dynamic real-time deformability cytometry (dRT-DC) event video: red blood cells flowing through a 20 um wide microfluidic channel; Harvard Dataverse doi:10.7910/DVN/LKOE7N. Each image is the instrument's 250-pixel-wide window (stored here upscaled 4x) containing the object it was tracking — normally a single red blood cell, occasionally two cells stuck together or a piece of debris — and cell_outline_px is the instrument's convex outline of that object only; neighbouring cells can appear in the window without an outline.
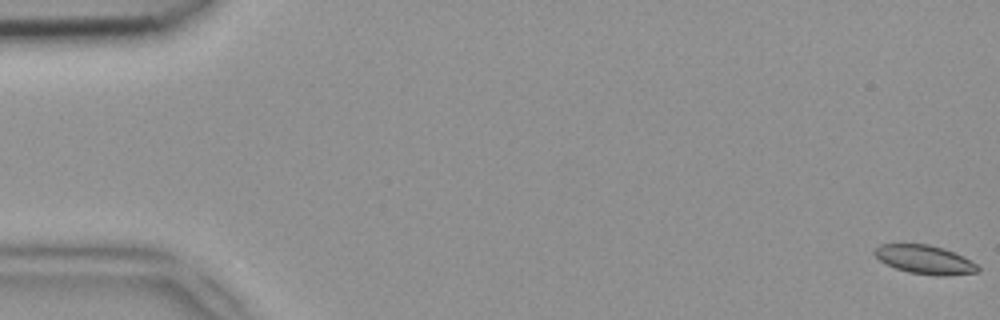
{"species": "common noctule bat (a hibernating species)", "species_latin": "Nyctalus noctula", "temperature_condition": "room temperature", "stored_images_in_passage": 52, "segment_of_instrument_passage": [1, 2], "camera_frame_rate_fps": 3000, "um_per_image_px": 0.085, "animal": {"sex": "female", "body_mass_g": 18.4}, "frame": {"image": 1, "passage_image": 1, "time_ms": 0.0, "image_size_px": [1000, 320], "cell_outline_px": [[980, 272], [948, 276], [940, 276], [908, 272], [896, 268], [880, 260], [872, 252], [880, 244], [928, 244], [944, 248], [964, 256], [972, 260], [980, 268]], "centroid_in_image_um": [78.66, 22.07], "position_along_channel_um": 6.3, "area_um2": 17.4}}
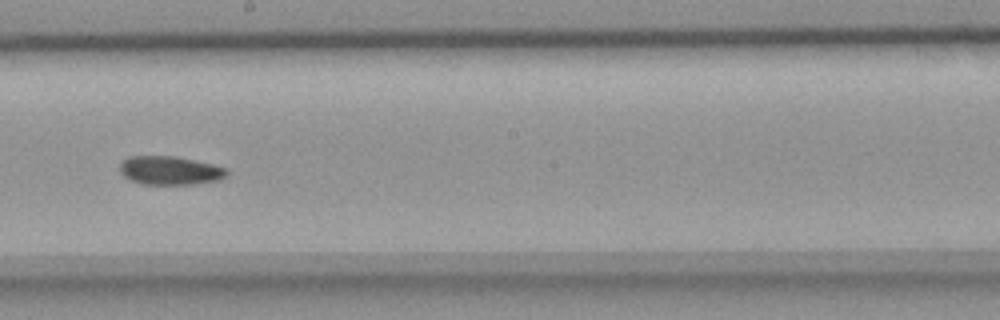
{"frame": {"image": 2, "passage_image": 29, "time_ms": 9.333, "image_size_px": [1000, 320], "cell_outline_px": [[228, 172], [220, 180], [192, 184], [140, 184], [124, 176], [120, 172], [120, 160], [128, 156], [176, 156], [212, 164], [224, 168]], "centroid_in_image_um": [14.39, 14.48], "position_along_channel_um": 233.8, "area_um2": 17.8}}
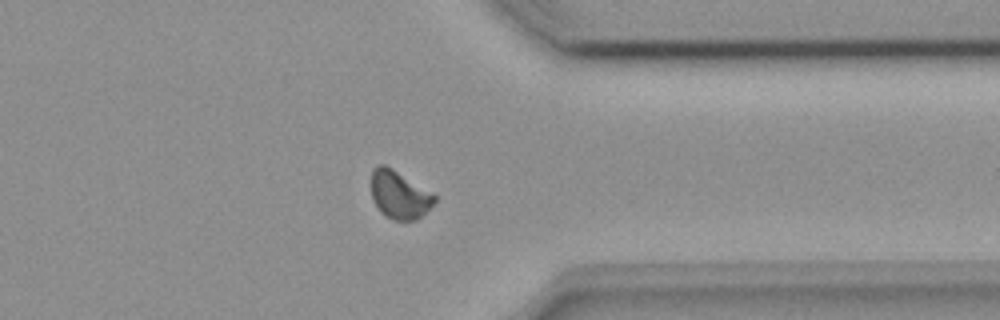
{"frame": {"image": 3, "passage_image": 40, "time_ms": 13.0, "image_size_px": [1000, 320], "cell_outline_px": [[436, 200], [416, 220], [392, 220], [384, 216], [380, 212], [372, 200], [372, 168], [376, 164], [384, 164], [392, 168], [432, 192], [436, 196]], "centroid_in_image_um": [33.91, 16.54], "position_along_channel_um": 377.5, "area_um2": 17.69}}